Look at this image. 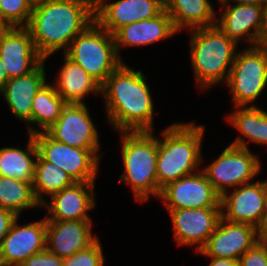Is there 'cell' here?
I'll list each match as a JSON object with an SVG mask.
<instances>
[{"label":"cell","instance_id":"836d02e7","mask_svg":"<svg viewBox=\"0 0 267 266\" xmlns=\"http://www.w3.org/2000/svg\"><path fill=\"white\" fill-rule=\"evenodd\" d=\"M17 216L6 209L0 207V243L8 234V231Z\"/></svg>","mask_w":267,"mask_h":266},{"label":"cell","instance_id":"52a82bcc","mask_svg":"<svg viewBox=\"0 0 267 266\" xmlns=\"http://www.w3.org/2000/svg\"><path fill=\"white\" fill-rule=\"evenodd\" d=\"M226 144L215 158L206 159L202 156V170L215 191L222 197L226 192L245 183H249L262 175L264 158L253 149H246ZM205 156V157H204ZM206 159V160H205ZM209 162H208V161ZM207 161V162H206ZM205 162V164H203Z\"/></svg>","mask_w":267,"mask_h":266},{"label":"cell","instance_id":"60d3db41","mask_svg":"<svg viewBox=\"0 0 267 266\" xmlns=\"http://www.w3.org/2000/svg\"><path fill=\"white\" fill-rule=\"evenodd\" d=\"M265 215H267V177L264 178Z\"/></svg>","mask_w":267,"mask_h":266},{"label":"cell","instance_id":"7402d4cb","mask_svg":"<svg viewBox=\"0 0 267 266\" xmlns=\"http://www.w3.org/2000/svg\"><path fill=\"white\" fill-rule=\"evenodd\" d=\"M94 226L93 220L47 221L46 248L60 258L70 257L99 238Z\"/></svg>","mask_w":267,"mask_h":266},{"label":"cell","instance_id":"44dd1931","mask_svg":"<svg viewBox=\"0 0 267 266\" xmlns=\"http://www.w3.org/2000/svg\"><path fill=\"white\" fill-rule=\"evenodd\" d=\"M176 35L178 36L179 33L176 31L171 17L164 9L154 18L123 26L114 34V39L118 56L126 62L121 55L124 49L148 48V46L169 41L170 38L174 39Z\"/></svg>","mask_w":267,"mask_h":266},{"label":"cell","instance_id":"277c9868","mask_svg":"<svg viewBox=\"0 0 267 266\" xmlns=\"http://www.w3.org/2000/svg\"><path fill=\"white\" fill-rule=\"evenodd\" d=\"M185 33L195 88L206 94L216 86L224 87L240 46L217 25Z\"/></svg>","mask_w":267,"mask_h":266},{"label":"cell","instance_id":"f35d334b","mask_svg":"<svg viewBox=\"0 0 267 266\" xmlns=\"http://www.w3.org/2000/svg\"><path fill=\"white\" fill-rule=\"evenodd\" d=\"M89 4L94 10L100 5L103 0H81Z\"/></svg>","mask_w":267,"mask_h":266},{"label":"cell","instance_id":"d6a6232c","mask_svg":"<svg viewBox=\"0 0 267 266\" xmlns=\"http://www.w3.org/2000/svg\"><path fill=\"white\" fill-rule=\"evenodd\" d=\"M20 266H63V258L46 248L37 254L31 255Z\"/></svg>","mask_w":267,"mask_h":266},{"label":"cell","instance_id":"d6986e66","mask_svg":"<svg viewBox=\"0 0 267 266\" xmlns=\"http://www.w3.org/2000/svg\"><path fill=\"white\" fill-rule=\"evenodd\" d=\"M164 9V0H103L95 9V21L114 35L123 26L154 18Z\"/></svg>","mask_w":267,"mask_h":266},{"label":"cell","instance_id":"ab89813d","mask_svg":"<svg viewBox=\"0 0 267 266\" xmlns=\"http://www.w3.org/2000/svg\"><path fill=\"white\" fill-rule=\"evenodd\" d=\"M260 45L267 50V20H266V28H265V32L264 35L262 37V40L260 42Z\"/></svg>","mask_w":267,"mask_h":266},{"label":"cell","instance_id":"603a6c76","mask_svg":"<svg viewBox=\"0 0 267 266\" xmlns=\"http://www.w3.org/2000/svg\"><path fill=\"white\" fill-rule=\"evenodd\" d=\"M60 64L57 73L49 80L55 86L56 92L66 103L85 104V100L101 98V85L92 78L80 65L74 63L64 54L60 56ZM55 77V78H54ZM94 95V96H93Z\"/></svg>","mask_w":267,"mask_h":266},{"label":"cell","instance_id":"8992f818","mask_svg":"<svg viewBox=\"0 0 267 266\" xmlns=\"http://www.w3.org/2000/svg\"><path fill=\"white\" fill-rule=\"evenodd\" d=\"M224 86L232 107L257 106L267 95V50L260 44L240 48Z\"/></svg>","mask_w":267,"mask_h":266},{"label":"cell","instance_id":"3957f363","mask_svg":"<svg viewBox=\"0 0 267 266\" xmlns=\"http://www.w3.org/2000/svg\"><path fill=\"white\" fill-rule=\"evenodd\" d=\"M195 120L175 121L158 130L156 162L158 198L167 184L202 169L205 124Z\"/></svg>","mask_w":267,"mask_h":266},{"label":"cell","instance_id":"e0dca14e","mask_svg":"<svg viewBox=\"0 0 267 266\" xmlns=\"http://www.w3.org/2000/svg\"><path fill=\"white\" fill-rule=\"evenodd\" d=\"M47 62L44 60L35 70L24 76L10 78L0 96L10 115L19 123H24L26 133L31 135L32 101L37 92L49 81ZM48 73V74H47Z\"/></svg>","mask_w":267,"mask_h":266},{"label":"cell","instance_id":"4fadbf2b","mask_svg":"<svg viewBox=\"0 0 267 266\" xmlns=\"http://www.w3.org/2000/svg\"><path fill=\"white\" fill-rule=\"evenodd\" d=\"M177 247H191L199 252L222 218V208L166 210Z\"/></svg>","mask_w":267,"mask_h":266},{"label":"cell","instance_id":"9a60e30c","mask_svg":"<svg viewBox=\"0 0 267 266\" xmlns=\"http://www.w3.org/2000/svg\"><path fill=\"white\" fill-rule=\"evenodd\" d=\"M96 183L75 182L53 194L41 205L46 221L93 220L89 213L97 209Z\"/></svg>","mask_w":267,"mask_h":266},{"label":"cell","instance_id":"b9f144b4","mask_svg":"<svg viewBox=\"0 0 267 266\" xmlns=\"http://www.w3.org/2000/svg\"><path fill=\"white\" fill-rule=\"evenodd\" d=\"M9 27L0 19V37Z\"/></svg>","mask_w":267,"mask_h":266},{"label":"cell","instance_id":"d4e9b609","mask_svg":"<svg viewBox=\"0 0 267 266\" xmlns=\"http://www.w3.org/2000/svg\"><path fill=\"white\" fill-rule=\"evenodd\" d=\"M164 3L166 12L180 34L216 25L217 0H164Z\"/></svg>","mask_w":267,"mask_h":266},{"label":"cell","instance_id":"ac0fdd59","mask_svg":"<svg viewBox=\"0 0 267 266\" xmlns=\"http://www.w3.org/2000/svg\"><path fill=\"white\" fill-rule=\"evenodd\" d=\"M258 242V229L249 224L232 223L221 218L204 247L195 254L238 260Z\"/></svg>","mask_w":267,"mask_h":266},{"label":"cell","instance_id":"6da1fadb","mask_svg":"<svg viewBox=\"0 0 267 266\" xmlns=\"http://www.w3.org/2000/svg\"><path fill=\"white\" fill-rule=\"evenodd\" d=\"M144 72L123 62L101 85L105 125L108 123L111 131H156L154 119L160 111L155 107V90Z\"/></svg>","mask_w":267,"mask_h":266},{"label":"cell","instance_id":"30bf717a","mask_svg":"<svg viewBox=\"0 0 267 266\" xmlns=\"http://www.w3.org/2000/svg\"><path fill=\"white\" fill-rule=\"evenodd\" d=\"M217 7L216 25L230 39L242 47L260 44L266 28L267 4L217 3Z\"/></svg>","mask_w":267,"mask_h":266},{"label":"cell","instance_id":"9c48e42d","mask_svg":"<svg viewBox=\"0 0 267 266\" xmlns=\"http://www.w3.org/2000/svg\"><path fill=\"white\" fill-rule=\"evenodd\" d=\"M38 154L64 170L75 182H96L99 177L102 149H83L56 141L47 132L33 134ZM101 151V152H100Z\"/></svg>","mask_w":267,"mask_h":266},{"label":"cell","instance_id":"cb8c5ba5","mask_svg":"<svg viewBox=\"0 0 267 266\" xmlns=\"http://www.w3.org/2000/svg\"><path fill=\"white\" fill-rule=\"evenodd\" d=\"M263 107L264 105L259 104L231 107L233 108L231 112L225 114L223 119L225 123L232 126V129H236V137L230 143L231 145L252 150L250 147L253 144L258 148L267 149V108Z\"/></svg>","mask_w":267,"mask_h":266},{"label":"cell","instance_id":"ffe728a7","mask_svg":"<svg viewBox=\"0 0 267 266\" xmlns=\"http://www.w3.org/2000/svg\"><path fill=\"white\" fill-rule=\"evenodd\" d=\"M0 58L9 79L29 74L45 60L25 27H9L1 35Z\"/></svg>","mask_w":267,"mask_h":266},{"label":"cell","instance_id":"8d00e7d4","mask_svg":"<svg viewBox=\"0 0 267 266\" xmlns=\"http://www.w3.org/2000/svg\"><path fill=\"white\" fill-rule=\"evenodd\" d=\"M217 3L259 5V4H267V0H217Z\"/></svg>","mask_w":267,"mask_h":266},{"label":"cell","instance_id":"7c38bea8","mask_svg":"<svg viewBox=\"0 0 267 266\" xmlns=\"http://www.w3.org/2000/svg\"><path fill=\"white\" fill-rule=\"evenodd\" d=\"M157 200L165 210L222 208L221 196L202 169L167 184Z\"/></svg>","mask_w":267,"mask_h":266},{"label":"cell","instance_id":"f1b7e54d","mask_svg":"<svg viewBox=\"0 0 267 266\" xmlns=\"http://www.w3.org/2000/svg\"><path fill=\"white\" fill-rule=\"evenodd\" d=\"M75 181L64 170L45 161L39 154L35 162L33 191L42 205L53 194L71 186Z\"/></svg>","mask_w":267,"mask_h":266},{"label":"cell","instance_id":"ba28073f","mask_svg":"<svg viewBox=\"0 0 267 266\" xmlns=\"http://www.w3.org/2000/svg\"><path fill=\"white\" fill-rule=\"evenodd\" d=\"M63 54L100 85L124 62L117 54L114 35L96 21L78 34Z\"/></svg>","mask_w":267,"mask_h":266},{"label":"cell","instance_id":"f546056e","mask_svg":"<svg viewBox=\"0 0 267 266\" xmlns=\"http://www.w3.org/2000/svg\"><path fill=\"white\" fill-rule=\"evenodd\" d=\"M34 4V0H0V19L8 27H26Z\"/></svg>","mask_w":267,"mask_h":266},{"label":"cell","instance_id":"4316f807","mask_svg":"<svg viewBox=\"0 0 267 266\" xmlns=\"http://www.w3.org/2000/svg\"><path fill=\"white\" fill-rule=\"evenodd\" d=\"M66 104L49 80L32 101L31 135L46 132L58 120Z\"/></svg>","mask_w":267,"mask_h":266},{"label":"cell","instance_id":"5bb4252c","mask_svg":"<svg viewBox=\"0 0 267 266\" xmlns=\"http://www.w3.org/2000/svg\"><path fill=\"white\" fill-rule=\"evenodd\" d=\"M20 220L19 216L14 220L0 243V266H20L31 255L46 249V217L25 224Z\"/></svg>","mask_w":267,"mask_h":266},{"label":"cell","instance_id":"5b68a950","mask_svg":"<svg viewBox=\"0 0 267 266\" xmlns=\"http://www.w3.org/2000/svg\"><path fill=\"white\" fill-rule=\"evenodd\" d=\"M122 173L119 184L128 185L135 203L147 204L158 199L156 162L158 134L155 131L117 132ZM152 197V198H151Z\"/></svg>","mask_w":267,"mask_h":266},{"label":"cell","instance_id":"4dcf8cb0","mask_svg":"<svg viewBox=\"0 0 267 266\" xmlns=\"http://www.w3.org/2000/svg\"><path fill=\"white\" fill-rule=\"evenodd\" d=\"M100 237L88 248L80 250L70 257L63 258V266H105L106 253Z\"/></svg>","mask_w":267,"mask_h":266},{"label":"cell","instance_id":"83f0119b","mask_svg":"<svg viewBox=\"0 0 267 266\" xmlns=\"http://www.w3.org/2000/svg\"><path fill=\"white\" fill-rule=\"evenodd\" d=\"M33 183L0 175V207L13 212L17 217H23L29 210H41L37 201Z\"/></svg>","mask_w":267,"mask_h":266},{"label":"cell","instance_id":"e575fe53","mask_svg":"<svg viewBox=\"0 0 267 266\" xmlns=\"http://www.w3.org/2000/svg\"><path fill=\"white\" fill-rule=\"evenodd\" d=\"M205 257V260L208 258V265L207 266H239L238 260L229 259V258H213L208 256Z\"/></svg>","mask_w":267,"mask_h":266},{"label":"cell","instance_id":"484cf974","mask_svg":"<svg viewBox=\"0 0 267 266\" xmlns=\"http://www.w3.org/2000/svg\"><path fill=\"white\" fill-rule=\"evenodd\" d=\"M25 145L0 147V175L33 183L38 149L33 135L27 134Z\"/></svg>","mask_w":267,"mask_h":266},{"label":"cell","instance_id":"8fae6325","mask_svg":"<svg viewBox=\"0 0 267 266\" xmlns=\"http://www.w3.org/2000/svg\"><path fill=\"white\" fill-rule=\"evenodd\" d=\"M88 106V103H67L58 120L46 132L56 141L72 147L102 149L101 128L94 121Z\"/></svg>","mask_w":267,"mask_h":266},{"label":"cell","instance_id":"7a4b0ae2","mask_svg":"<svg viewBox=\"0 0 267 266\" xmlns=\"http://www.w3.org/2000/svg\"><path fill=\"white\" fill-rule=\"evenodd\" d=\"M93 22L95 10L84 1L38 0L25 28L48 63L57 52L63 54L73 39Z\"/></svg>","mask_w":267,"mask_h":266},{"label":"cell","instance_id":"1f68e13d","mask_svg":"<svg viewBox=\"0 0 267 266\" xmlns=\"http://www.w3.org/2000/svg\"><path fill=\"white\" fill-rule=\"evenodd\" d=\"M239 266H267V245L259 241L239 259Z\"/></svg>","mask_w":267,"mask_h":266},{"label":"cell","instance_id":"d590c367","mask_svg":"<svg viewBox=\"0 0 267 266\" xmlns=\"http://www.w3.org/2000/svg\"><path fill=\"white\" fill-rule=\"evenodd\" d=\"M258 241L267 245V215H265V218L258 228Z\"/></svg>","mask_w":267,"mask_h":266},{"label":"cell","instance_id":"74e56055","mask_svg":"<svg viewBox=\"0 0 267 266\" xmlns=\"http://www.w3.org/2000/svg\"><path fill=\"white\" fill-rule=\"evenodd\" d=\"M9 80L7 70L4 67V64L0 58V91L6 84V82Z\"/></svg>","mask_w":267,"mask_h":266},{"label":"cell","instance_id":"2e32d148","mask_svg":"<svg viewBox=\"0 0 267 266\" xmlns=\"http://www.w3.org/2000/svg\"><path fill=\"white\" fill-rule=\"evenodd\" d=\"M262 179V180H261ZM245 183L221 197L222 218L257 229L265 218L264 178Z\"/></svg>","mask_w":267,"mask_h":266}]
</instances>
